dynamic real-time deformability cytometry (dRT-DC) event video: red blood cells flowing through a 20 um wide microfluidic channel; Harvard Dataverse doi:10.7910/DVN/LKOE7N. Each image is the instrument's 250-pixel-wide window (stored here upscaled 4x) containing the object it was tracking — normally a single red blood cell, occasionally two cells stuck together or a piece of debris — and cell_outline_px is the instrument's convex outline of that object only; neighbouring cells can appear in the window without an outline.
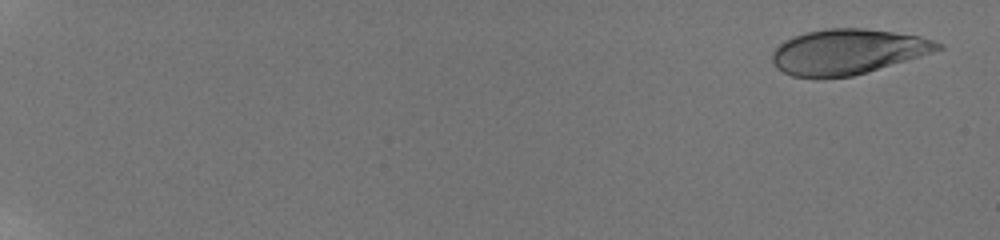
{"species": "human", "species_latin": "Homo sapiens", "temperature_condition": "room temperature", "stored_images_in_passage": 13, "camera_frame_rate_fps": 3000, "um_per_image_px": 0.085, "donor": {"sex": "male"}, "frame": {"image": 1, "passage_image": 1, "time_ms": 0.0, "image_size_px": [1000, 240], "cell_outline_px": [[944, 48], [852, 76], [792, 76], [776, 68], [772, 60], [772, 52], [784, 40], [808, 32], [828, 28], [864, 28], [920, 36], [944, 44]], "centroid_in_image_um": [72.03, 4.37], "position_along_channel_um": 13.0, "area_um2": 42.6}}
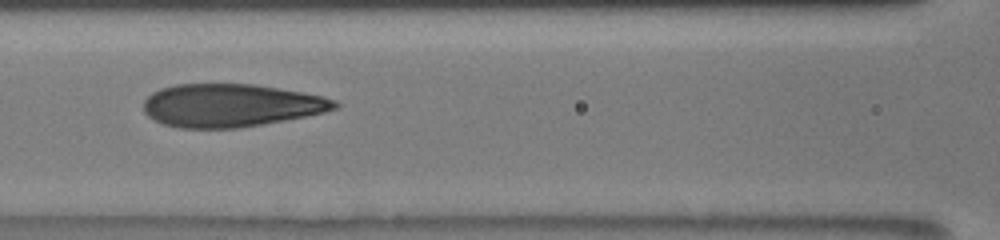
{"frame": {"image": 2, "passage_image": 9, "time_ms": 9.333, "image_size_px": [1000, 240], "cell_outline_px": [[340, 108], [324, 112], [284, 120], [236, 128], [180, 128], [164, 124], [148, 116], [144, 112], [144, 100], [152, 92], [160, 88], [176, 84], [256, 84], [324, 96], [336, 100], [340, 104]], "centroid_in_image_um": [19.63, 8.95], "position_along_channel_um": 147.0, "area_um2": 47.86}}
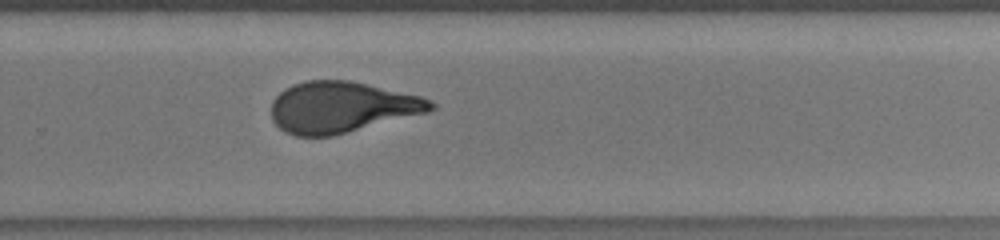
{"frame": {"image": 3, "passage_image": 13, "time_ms": 13.333, "image_size_px": [1000, 240], "cell_outline_px": [[436, 108], [428, 112], [332, 136], [296, 136], [280, 128], [272, 120], [272, 100], [284, 88], [292, 84], [304, 80], [348, 80], [420, 96], [436, 104]], "centroid_in_image_um": [29.01, 9.1], "position_along_channel_um": 300.8, "area_um2": 47.16}}